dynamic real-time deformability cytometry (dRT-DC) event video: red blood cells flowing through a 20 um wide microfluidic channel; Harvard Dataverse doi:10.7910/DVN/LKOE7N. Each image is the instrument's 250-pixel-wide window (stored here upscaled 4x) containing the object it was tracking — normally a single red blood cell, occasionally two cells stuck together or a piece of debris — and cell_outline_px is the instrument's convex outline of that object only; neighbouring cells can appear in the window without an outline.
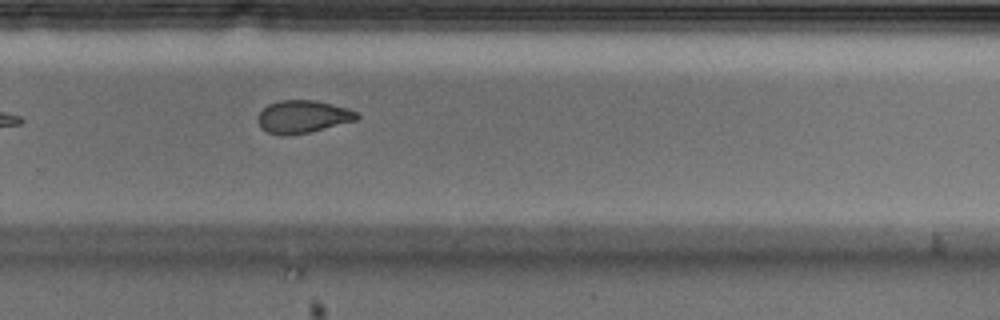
{"species": "Egyptian fruit bat (a non-hibernating species)", "species_latin": "Rousettus aegyptiacus", "temperature_condition": "cold", "stored_images_in_passage": 10, "camera_frame_rate_fps": 3000, "um_per_image_px": 0.085, "animal": {"sex": "male"}, "frame": {"image": 1, "passage_image": 10, "time_ms": 3.0, "image_size_px": [1000, 320], "cell_outline_px": [[360, 116], [356, 120], [308, 132], [280, 136], [268, 132], [260, 128], [260, 112], [268, 104], [280, 100], [316, 100], [348, 108], [360, 112]], "centroid_in_image_um": [25.78, 9.9], "position_along_channel_um": 304.0, "area_um2": 18.67}}